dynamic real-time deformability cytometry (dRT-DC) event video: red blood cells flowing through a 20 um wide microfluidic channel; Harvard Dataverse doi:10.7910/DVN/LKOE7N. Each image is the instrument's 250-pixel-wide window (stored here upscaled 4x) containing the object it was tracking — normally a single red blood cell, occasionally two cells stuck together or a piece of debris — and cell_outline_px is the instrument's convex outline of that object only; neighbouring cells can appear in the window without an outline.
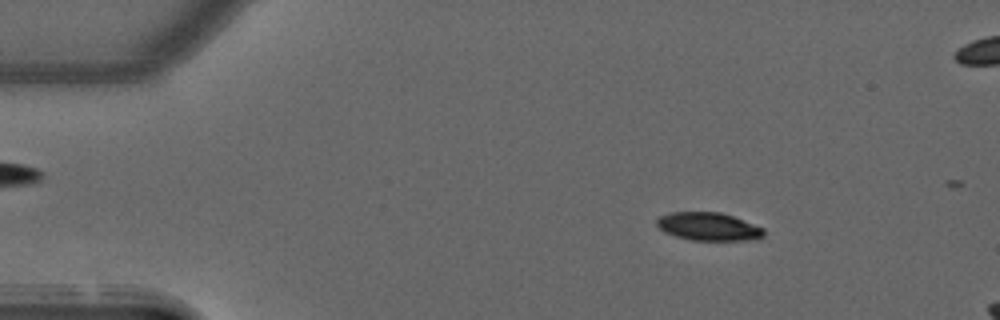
{"species": "common noctule bat (a hibernating species)", "species_latin": "Nyctalus noctula", "temperature_condition": "warm", "stored_images_in_passage": 14, "camera_frame_rate_fps": 3000, "um_per_image_px": 0.085, "animal": {"sex": "male", "forearm_length_mm": 52.5}, "frame": {"image": 1, "passage_image": 7, "time_ms": 2.0, "image_size_px": [1000, 320], "cell_outline_px": [[764, 236], [756, 240], [692, 240], [676, 236], [664, 232], [656, 224], [656, 220], [660, 216], [672, 212], [720, 212], [732, 216], [764, 228]], "centroid_in_image_um": [60.23, 19.26], "position_along_channel_um": 24.8, "area_um2": 17.46}}